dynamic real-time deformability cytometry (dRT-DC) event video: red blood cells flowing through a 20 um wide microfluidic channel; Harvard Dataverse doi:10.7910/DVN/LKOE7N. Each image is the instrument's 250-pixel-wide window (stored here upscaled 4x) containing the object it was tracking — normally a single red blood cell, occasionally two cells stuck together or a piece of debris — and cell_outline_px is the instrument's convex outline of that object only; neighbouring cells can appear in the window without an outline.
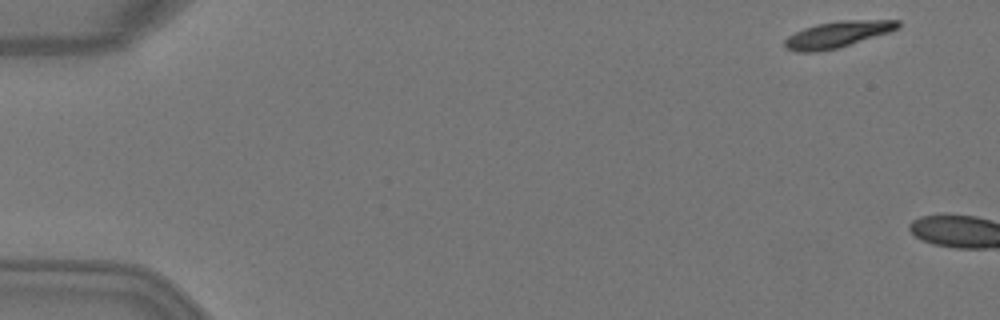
{"species": "Egyptian fruit bat (a non-hibernating species)", "species_latin": "Rousettus aegyptiacus", "temperature_condition": "warm", "stored_images_in_passage": 2, "camera_frame_rate_fps": 3000, "um_per_image_px": 0.085, "animal": {"sex": "female"}, "frame": {"image": 1, "passage_image": 1, "time_ms": 0.0, "image_size_px": [1000, 320], "cell_outline_px": [[900, 28], [888, 32], [836, 48], [816, 52], [796, 52], [784, 48], [784, 40], [788, 36], [804, 28], [816, 24], [840, 20], [900, 20]], "centroid_in_image_um": [71.15, 2.92], "position_along_channel_um": 13.9, "area_um2": 17.17}}